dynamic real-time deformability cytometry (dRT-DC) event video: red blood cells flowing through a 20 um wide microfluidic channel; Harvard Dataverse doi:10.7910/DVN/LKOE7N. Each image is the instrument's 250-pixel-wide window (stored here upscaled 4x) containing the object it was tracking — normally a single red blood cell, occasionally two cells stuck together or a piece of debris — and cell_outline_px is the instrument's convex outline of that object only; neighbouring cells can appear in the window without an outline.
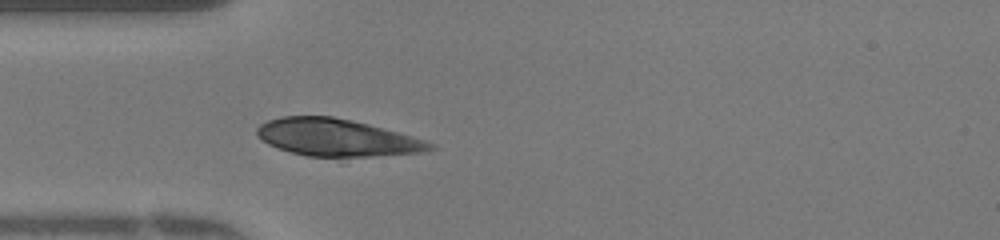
{"species": "human", "species_latin": "Homo sapiens", "temperature_condition": "warm", "stored_images_in_passage": 36, "camera_frame_rate_fps": 3000, "um_per_image_px": 0.085, "donor": {"sex": "female"}, "frame": {"image": 1, "passage_image": 1, "time_ms": 0.0, "image_size_px": [1000, 240], "cell_outline_px": [[436, 148], [420, 152], [372, 156], [308, 156], [292, 152], [268, 144], [256, 132], [256, 128], [260, 124], [268, 120], [280, 116], [332, 116], [352, 120], [368, 124], [424, 140], [436, 144]], "centroid_in_image_um": [28.61, 11.68], "position_along_channel_um": 56.4, "area_um2": 36.93}}
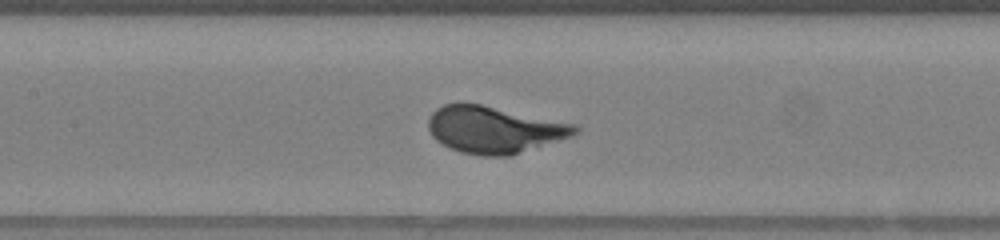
{"frame": {"image": 2, "passage_image": 9, "time_ms": 2.667, "image_size_px": [1000, 240], "cell_outline_px": [[580, 128], [572, 136], [512, 156], [480, 156], [460, 152], [436, 140], [432, 136], [428, 128], [428, 120], [432, 112], [436, 108], [444, 104], [480, 104], [576, 124]], "centroid_in_image_um": [42.02, 11.04], "position_along_channel_um": 165.4, "area_um2": 39.94}}
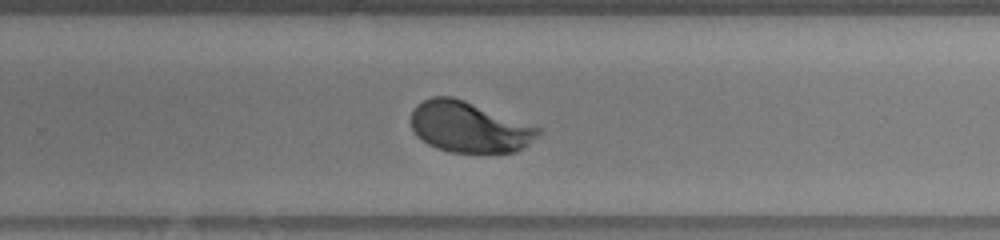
{"frame": {"image": 3, "passage_image": 18, "time_ms": 5.667, "image_size_px": [1000, 240], "cell_outline_px": [[540, 132], [524, 148], [516, 152], [448, 152], [436, 148], [428, 144], [416, 136], [408, 120], [412, 108], [416, 104], [432, 96], [452, 96], [464, 100], [540, 128]], "centroid_in_image_um": [39.79, 10.79], "position_along_channel_um": 290.0, "area_um2": 37.63}, "authors_computed_cell_mechanics": {"area_um2": 38.0902, "velocity_mm_per_s": 4.1624, "shape_relaxation_time_tau1_ms": 2.0968, "shape_relaxation_time_tau2_ms": null, "deformation_change_tau1": 0.1903, "deformation_change_tau2": null}}